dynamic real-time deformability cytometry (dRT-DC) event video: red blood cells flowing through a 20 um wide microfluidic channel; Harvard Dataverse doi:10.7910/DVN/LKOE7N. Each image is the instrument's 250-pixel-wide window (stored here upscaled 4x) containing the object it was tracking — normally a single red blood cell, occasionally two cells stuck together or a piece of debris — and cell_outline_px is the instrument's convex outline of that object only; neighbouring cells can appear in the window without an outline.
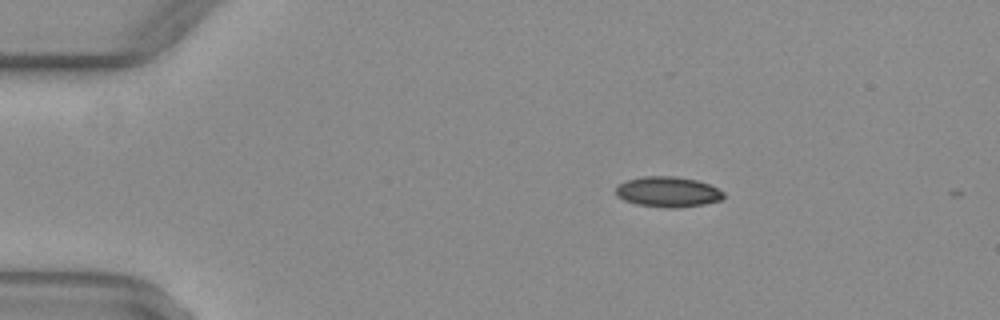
{"species": "common noctule bat (a hibernating species)", "species_latin": "Nyctalus noctula", "temperature_condition": "warm", "stored_images_in_passage": 2, "camera_frame_rate_fps": 3000, "um_per_image_px": 0.085, "animal": {"sex": "female", "body_mass_g": 29.2, "forearm_length_mm": 56.3}, "frame": {"image": 1, "passage_image": 1, "time_ms": 0.0, "image_size_px": [1000, 320], "cell_outline_px": [[724, 196], [720, 200], [704, 204], [680, 208], [668, 208], [636, 204], [624, 200], [616, 192], [616, 184], [628, 180], [644, 176], [676, 176], [696, 180], [708, 184], [724, 192]], "centroid_in_image_um": [56.77, 16.31], "position_along_channel_um": 28.2, "area_um2": 19.02}}